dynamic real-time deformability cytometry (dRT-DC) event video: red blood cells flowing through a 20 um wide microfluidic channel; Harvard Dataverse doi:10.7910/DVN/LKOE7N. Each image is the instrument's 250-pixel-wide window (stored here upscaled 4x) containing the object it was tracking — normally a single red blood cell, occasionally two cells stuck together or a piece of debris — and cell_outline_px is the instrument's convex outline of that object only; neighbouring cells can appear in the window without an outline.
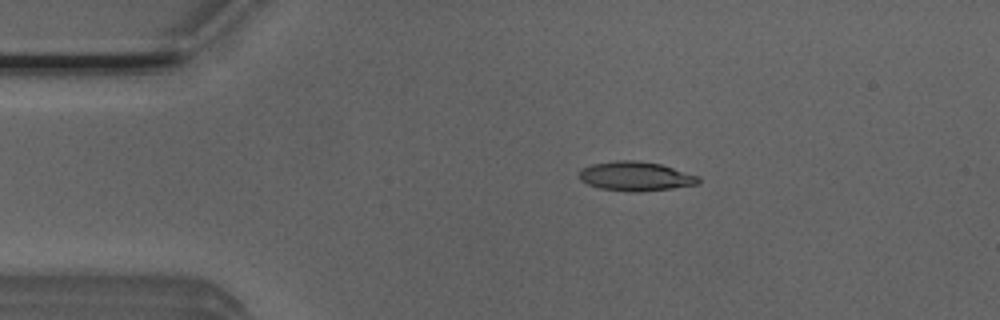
{"species": "Egyptian fruit bat (a non-hibernating species)", "species_latin": "Rousettus aegyptiacus", "temperature_condition": "room temperature", "stored_images_in_passage": 43, "camera_frame_rate_fps": 3000, "um_per_image_px": 0.085, "animal": {"sex": "male"}, "frame": {"image": 1, "passage_image": 1, "time_ms": 0.0, "image_size_px": [1000, 320], "cell_outline_px": [[700, 184], [672, 188], [636, 192], [628, 192], [600, 188], [588, 184], [580, 180], [580, 168], [592, 164], [616, 160], [636, 160], [660, 164], [700, 176]], "centroid_in_image_um": [54.03, 14.98], "position_along_channel_um": 31.0, "area_um2": 20.4}}
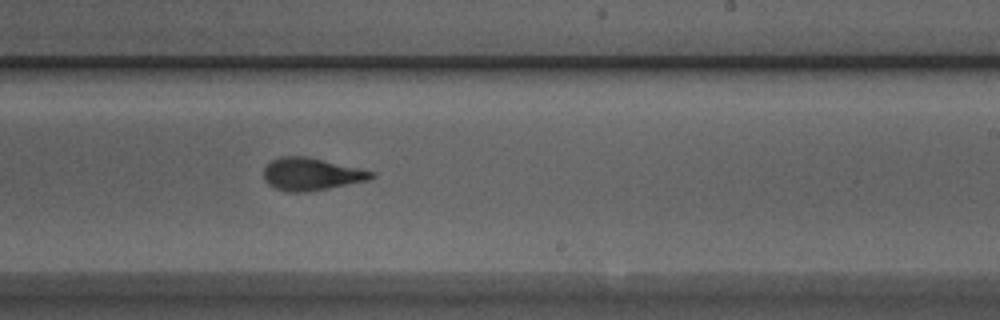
{"frame": {"image": 2, "passage_image": 22, "time_ms": 7.0, "image_size_px": [1000, 320], "cell_outline_px": [[376, 176], [368, 180], [308, 192], [284, 192], [268, 184], [264, 180], [264, 168], [272, 160], [280, 156], [308, 156], [376, 172]], "centroid_in_image_um": [26.46, 14.8], "position_along_channel_um": 262.5, "area_um2": 20.46}}
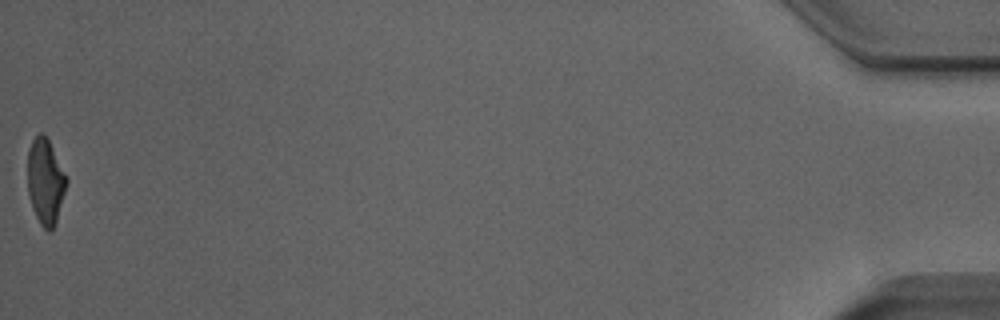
{"frame": {"image": 3, "passage_image": 43, "time_ms": 14.0, "image_size_px": [1000, 320], "cell_outline_px": [[68, 180], [56, 224], [48, 232], [40, 224], [32, 208], [28, 192], [28, 152], [32, 140], [40, 132], [44, 132]], "centroid_in_image_um": [3.85, 15.45], "position_along_channel_um": 431.3, "area_um2": 19.19}, "authors_computed_cell_mechanics": {"area_um2": 20.1144, "velocity_mm_per_s": 3.9478, "shape_relaxation_time_tau1_ms": 3.5909, "shape_relaxation_time_tau2_ms": 1.2802, "deformation_change_tau1": 0.1903, "deformation_change_tau2": 0.0995}}